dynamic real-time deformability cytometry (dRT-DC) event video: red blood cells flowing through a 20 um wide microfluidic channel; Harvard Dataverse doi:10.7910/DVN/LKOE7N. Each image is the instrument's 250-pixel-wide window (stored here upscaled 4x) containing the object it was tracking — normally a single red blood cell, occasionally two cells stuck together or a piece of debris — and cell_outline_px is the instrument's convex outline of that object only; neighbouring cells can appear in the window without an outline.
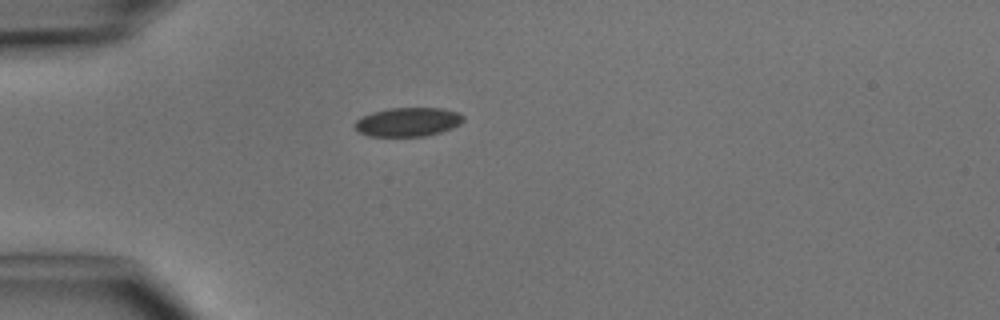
{"species": "common noctule bat (a hibernating species)", "species_latin": "Nyctalus noctula", "temperature_condition": "cold", "stored_images_in_passage": 2, "camera_frame_rate_fps": 3000, "um_per_image_px": 0.085, "animal": {"sex": "male", "body_mass_g": 15.6}, "frame": {"image": 1, "passage_image": 1, "time_ms": 0.0, "image_size_px": [1000, 320], "cell_outline_px": [[464, 120], [460, 124], [452, 128], [440, 132], [424, 136], [368, 136], [360, 132], [352, 124], [356, 120], [372, 112], [388, 108], [440, 108], [456, 112], [464, 116]], "centroid_in_image_um": [34.66, 10.36], "position_along_channel_um": 50.3, "area_um2": 18.21}}